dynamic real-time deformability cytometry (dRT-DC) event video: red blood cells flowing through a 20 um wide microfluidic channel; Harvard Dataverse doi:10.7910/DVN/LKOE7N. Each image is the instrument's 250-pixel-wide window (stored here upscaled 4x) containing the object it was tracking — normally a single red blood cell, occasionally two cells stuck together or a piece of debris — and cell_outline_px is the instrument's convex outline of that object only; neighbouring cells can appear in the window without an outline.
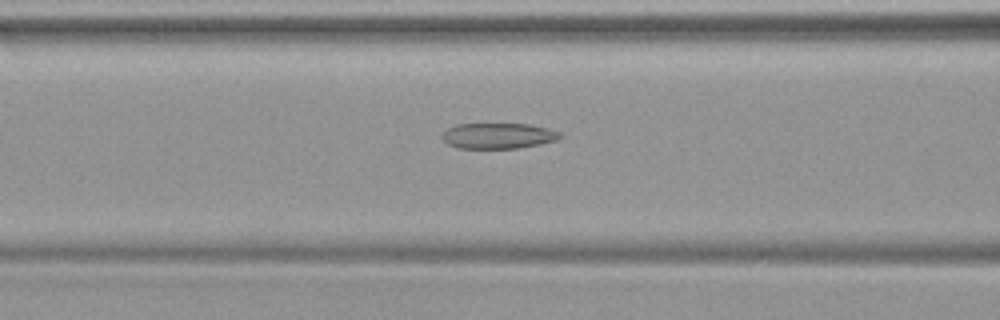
{"species": "common noctule bat (a hibernating species)", "species_latin": "Nyctalus noctula", "temperature_condition": "warm", "stored_images_in_passage": 38, "camera_frame_rate_fps": 3000, "um_per_image_px": 0.085, "animal": {"sex": "female", "body_mass_g": 19.9}, "frame": {"image": 1, "passage_image": 10, "time_ms": 3.0, "image_size_px": [1000, 320], "cell_outline_px": [[564, 136], [560, 140], [520, 148], [456, 148], [448, 144], [440, 136], [448, 128], [456, 124], [528, 124], [548, 128], [560, 132]], "centroid_in_image_um": [42.39, 11.55], "position_along_channel_um": 124.2, "area_um2": 17.8}}
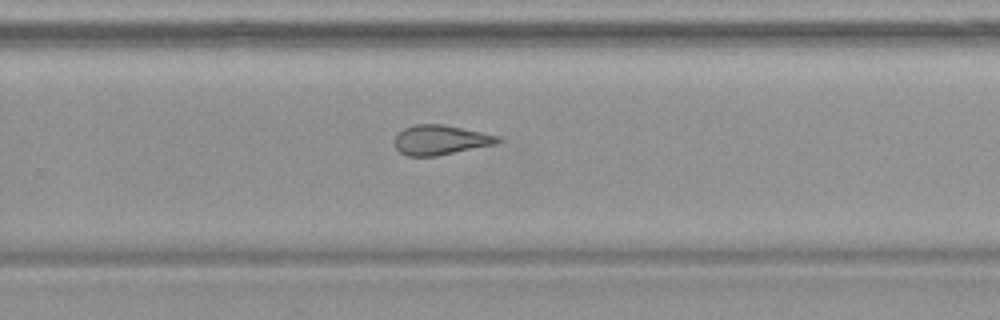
{"frame": {"image": 2, "passage_image": 22, "time_ms": 7.0, "image_size_px": [1000, 320], "cell_outline_px": [[500, 140], [496, 144], [436, 156], [408, 156], [400, 152], [396, 148], [396, 136], [404, 128], [416, 124], [440, 124], [500, 136]], "centroid_in_image_um": [37.43, 11.9], "position_along_channel_um": 292.4, "area_um2": 17.51}}
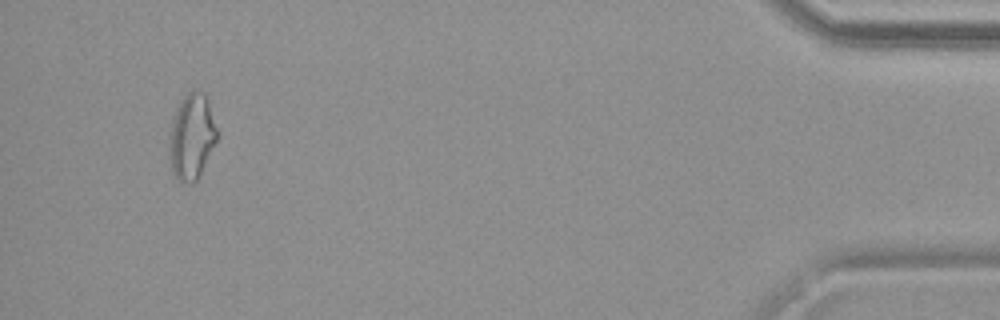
{"frame": {"image": 3, "passage_image": 36, "time_ms": 11.667, "image_size_px": [1000, 320], "cell_outline_px": [[220, 136], [200, 176], [192, 184], [180, 184], [172, 172], [168, 156], [168, 144], [172, 124], [176, 108], [180, 100], [192, 88], [204, 92], [208, 100], [220, 132]], "centroid_in_image_um": [16.32, 11.64], "position_along_channel_um": 418.9, "area_um2": 24.91}}